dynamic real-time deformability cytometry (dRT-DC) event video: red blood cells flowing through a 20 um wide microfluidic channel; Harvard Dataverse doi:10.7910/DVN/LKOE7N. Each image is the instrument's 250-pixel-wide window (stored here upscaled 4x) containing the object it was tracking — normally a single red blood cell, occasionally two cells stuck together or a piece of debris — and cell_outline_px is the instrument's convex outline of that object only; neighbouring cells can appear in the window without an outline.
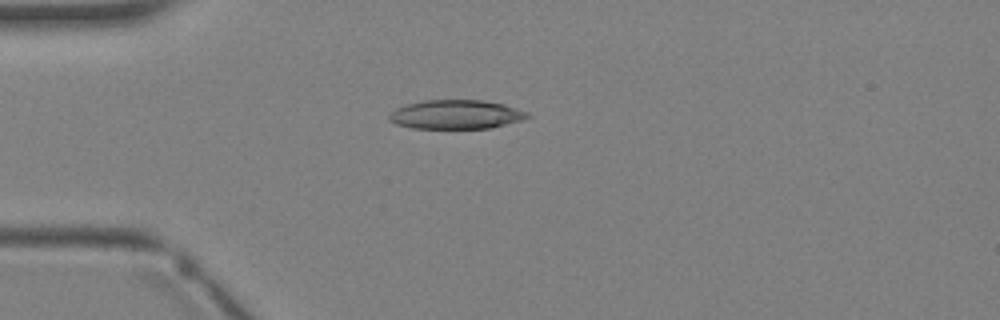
{"species": "Egyptian fruit bat (a non-hibernating species)", "species_latin": "Rousettus aegyptiacus", "temperature_condition": "warm", "stored_images_in_passage": 1, "camera_frame_rate_fps": 3000, "um_per_image_px": 0.085, "animal": {"sex": "female"}, "frame": {"image": 1, "passage_image": 1, "time_ms": 0.0, "image_size_px": [1000, 320], "cell_outline_px": [[532, 116], [520, 120], [492, 128], [412, 128], [396, 124], [388, 120], [388, 116], [396, 108], [408, 104], [424, 100], [484, 100], [504, 104], [528, 112]], "centroid_in_image_um": [38.76, 9.73], "position_along_channel_um": 46.2, "area_um2": 23.35}}